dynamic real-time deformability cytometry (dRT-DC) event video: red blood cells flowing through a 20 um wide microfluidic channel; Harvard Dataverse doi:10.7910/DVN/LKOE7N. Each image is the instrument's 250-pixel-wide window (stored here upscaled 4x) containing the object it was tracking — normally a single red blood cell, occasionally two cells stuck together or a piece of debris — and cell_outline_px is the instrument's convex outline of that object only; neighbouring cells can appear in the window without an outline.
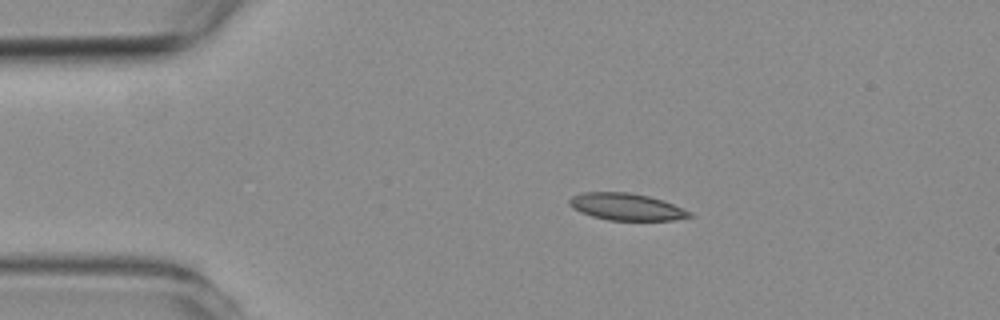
{"species": "common noctule bat (a hibernating species)", "species_latin": "Nyctalus noctula", "temperature_condition": "room temperature", "stored_images_in_passage": 2, "camera_frame_rate_fps": 3000, "um_per_image_px": 0.085, "animal": {"sex": "female", "body_mass_g": 19.3, "forearm_length_mm": 54.1}, "frame": {"image": 1, "passage_image": 1, "time_ms": 0.0, "image_size_px": [1000, 320], "cell_outline_px": [[692, 216], [672, 220], [608, 220], [592, 216], [580, 212], [572, 208], [568, 204], [568, 200], [572, 196], [584, 192], [628, 192], [648, 196], [664, 200], [692, 212]], "centroid_in_image_um": [53.22, 17.57], "position_along_channel_um": 31.8, "area_um2": 18.9}}